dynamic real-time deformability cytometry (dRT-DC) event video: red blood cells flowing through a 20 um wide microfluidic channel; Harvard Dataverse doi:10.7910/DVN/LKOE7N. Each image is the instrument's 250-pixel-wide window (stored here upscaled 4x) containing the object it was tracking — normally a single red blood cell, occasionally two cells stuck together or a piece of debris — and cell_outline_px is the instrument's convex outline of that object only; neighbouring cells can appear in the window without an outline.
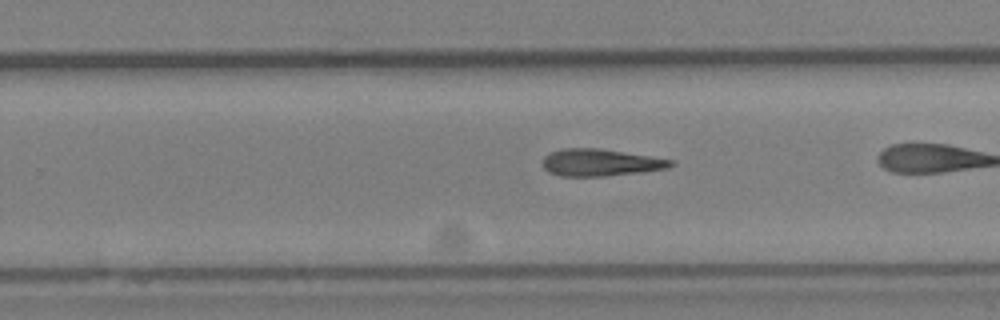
{"species": "Egyptian fruit bat (a non-hibernating species)", "species_latin": "Rousettus aegyptiacus", "temperature_condition": "cold", "stored_images_in_passage": 36, "camera_frame_rate_fps": 3000, "um_per_image_px": 0.085, "animal": {"sex": "female"}, "frame": {"image": 1, "passage_image": 29, "time_ms": 9.333, "image_size_px": [1000, 320], "cell_outline_px": [[676, 164], [668, 168], [640, 172], [604, 176], [560, 176], [548, 172], [540, 164], [544, 156], [560, 148], [596, 148], [676, 160]], "centroid_in_image_um": [51.01, 13.82], "position_along_channel_um": 278.8, "area_um2": 20.29}}
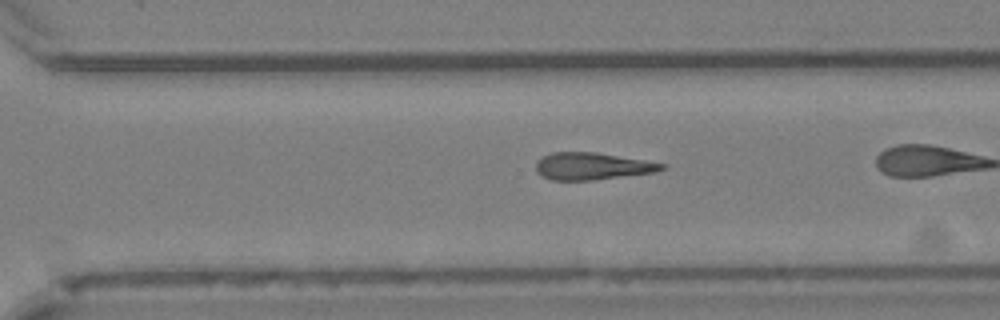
{"frame": {"image": 2, "passage_image": 32, "time_ms": 10.333, "image_size_px": [1000, 320], "cell_outline_px": [[668, 168], [656, 172], [592, 180], [552, 180], [540, 176], [536, 172], [536, 164], [544, 156], [552, 152], [596, 152], [668, 164]], "centroid_in_image_um": [50.37, 14.13], "position_along_channel_um": 320.2, "area_um2": 19.94}}